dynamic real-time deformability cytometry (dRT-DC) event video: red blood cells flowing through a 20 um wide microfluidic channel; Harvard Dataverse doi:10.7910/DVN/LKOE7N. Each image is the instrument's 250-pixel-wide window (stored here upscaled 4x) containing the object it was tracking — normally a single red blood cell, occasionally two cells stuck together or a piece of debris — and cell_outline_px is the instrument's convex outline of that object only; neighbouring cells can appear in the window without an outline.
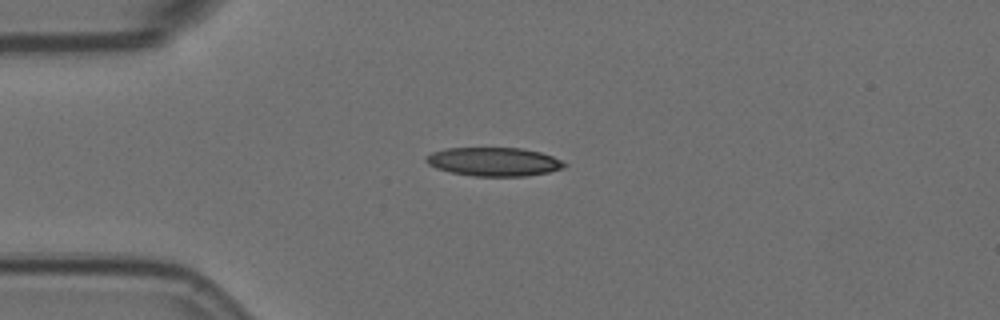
{"species": "Egyptian fruit bat (a non-hibernating species)", "species_latin": "Rousettus aegyptiacus", "temperature_condition": "room temperature", "stored_images_in_passage": 7, "camera_frame_rate_fps": 3000, "um_per_image_px": 0.085, "animal": {"sex": "female"}, "frame": {"image": 1, "passage_image": 1, "time_ms": 0.0, "image_size_px": [1000, 320], "cell_outline_px": [[568, 164], [564, 168], [548, 172], [524, 176], [472, 176], [452, 172], [436, 168], [428, 164], [424, 160], [424, 156], [432, 152], [448, 148], [520, 148], [540, 152], [552, 156]], "centroid_in_image_um": [41.96, 13.74], "position_along_channel_um": 43.0, "area_um2": 23.06}}
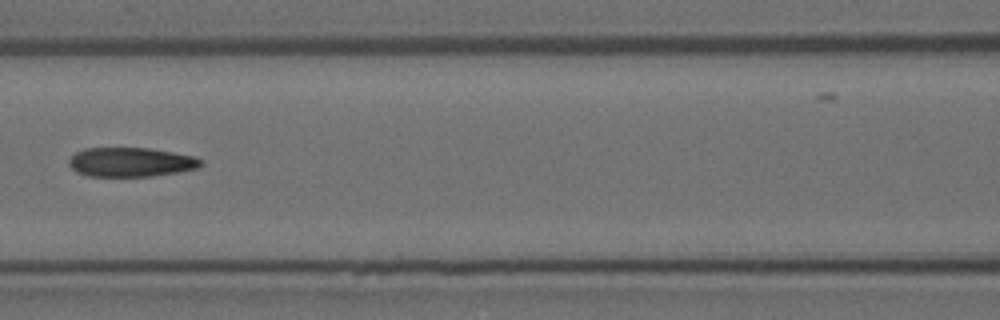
{"frame": {"image": 2, "passage_image": 4, "time_ms": 1.0, "image_size_px": [1000, 320], "cell_outline_px": [[204, 164], [200, 168], [152, 176], [88, 176], [76, 172], [68, 164], [68, 160], [76, 152], [84, 148], [148, 148], [172, 152], [192, 156], [200, 160]], "centroid_in_image_um": [11.1, 13.78], "position_along_channel_um": 155.5, "area_um2": 22.43}}
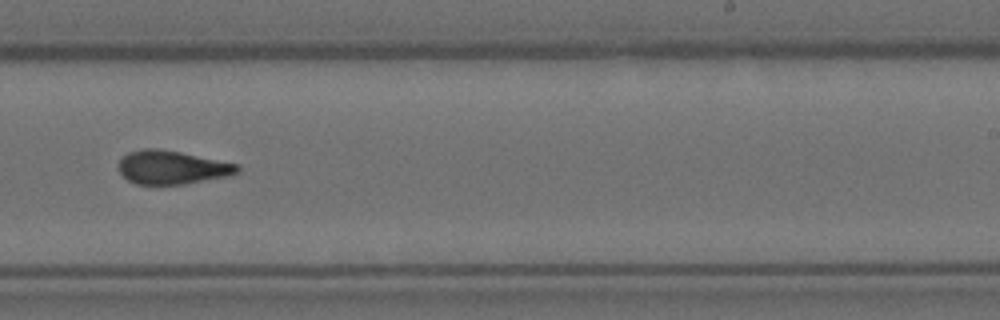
{"frame": {"image": 3, "passage_image": 7, "time_ms": 2.0, "image_size_px": [1000, 320], "cell_outline_px": [[240, 172], [232, 176], [184, 184], [136, 184], [128, 180], [120, 172], [120, 160], [128, 152], [144, 148], [156, 148], [180, 152], [240, 164]], "centroid_in_image_um": [14.69, 14.23], "position_along_channel_um": 274.3, "area_um2": 23.29}}